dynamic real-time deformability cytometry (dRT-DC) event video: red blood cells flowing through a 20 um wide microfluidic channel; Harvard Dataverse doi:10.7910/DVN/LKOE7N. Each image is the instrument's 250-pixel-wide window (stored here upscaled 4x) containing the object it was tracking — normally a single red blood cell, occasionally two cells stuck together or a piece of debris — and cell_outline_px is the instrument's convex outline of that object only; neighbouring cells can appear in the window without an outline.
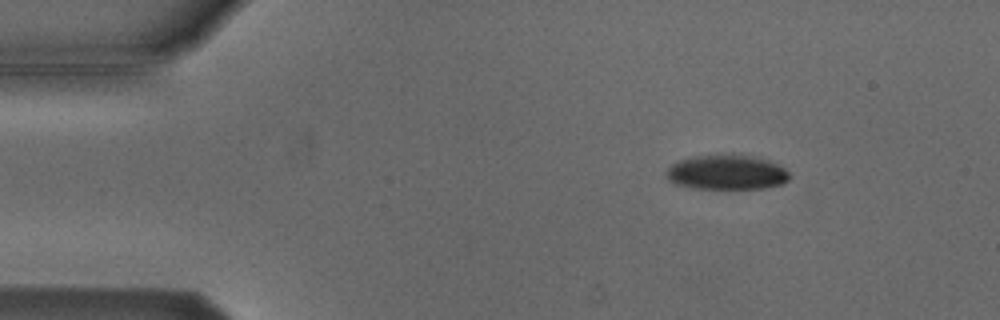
{"species": "Egyptian fruit bat (a non-hibernating species)", "species_latin": "Rousettus aegyptiacus", "temperature_condition": "cold", "stored_images_in_passage": 4, "segment_of_instrument_passage": [1, 2], "camera_frame_rate_fps": 3000, "um_per_image_px": 0.085, "animal": {"sex": "male"}, "frame": {"image": 1, "passage_image": 1, "time_ms": 0.0, "image_size_px": [1000, 320], "cell_outline_px": [[788, 180], [780, 184], [768, 188], [692, 188], [676, 184], [668, 180], [664, 176], [668, 168], [672, 164], [680, 160], [696, 156], [748, 156], [768, 160], [784, 168], [788, 172]], "centroid_in_image_um": [61.73, 14.67], "position_along_channel_um": 23.3, "area_um2": 24.33}}